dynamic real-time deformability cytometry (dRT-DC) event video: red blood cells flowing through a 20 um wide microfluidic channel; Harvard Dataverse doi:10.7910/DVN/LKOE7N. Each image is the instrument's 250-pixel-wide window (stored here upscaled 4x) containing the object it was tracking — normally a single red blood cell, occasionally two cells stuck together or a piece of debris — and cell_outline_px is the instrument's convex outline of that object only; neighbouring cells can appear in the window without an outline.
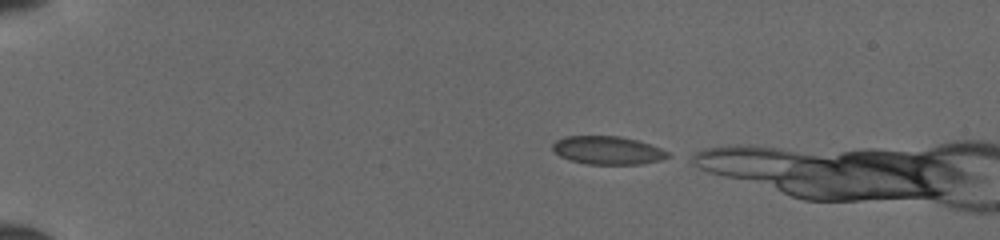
{"species": "common noctule bat (a hibernating species)", "species_latin": "Nyctalus noctula", "temperature_condition": "cold", "stored_images_in_passage": 5, "camera_frame_rate_fps": 3000, "um_per_image_px": 0.085, "animal": {"sex": "female", "body_mass_g": 19.5, "forearm_length_mm": 54.1}, "frame": {"image": 1, "passage_image": 1, "time_ms": 0.0, "image_size_px": [1000, 240], "cell_outline_px": [[672, 156], [660, 160], [640, 164], [588, 164], [568, 160], [560, 156], [552, 148], [552, 144], [556, 140], [568, 136], [620, 136], [636, 140], [660, 148], [668, 152]], "centroid_in_image_um": [51.64, 12.78], "position_along_channel_um": 33.4, "area_um2": 18.84}}